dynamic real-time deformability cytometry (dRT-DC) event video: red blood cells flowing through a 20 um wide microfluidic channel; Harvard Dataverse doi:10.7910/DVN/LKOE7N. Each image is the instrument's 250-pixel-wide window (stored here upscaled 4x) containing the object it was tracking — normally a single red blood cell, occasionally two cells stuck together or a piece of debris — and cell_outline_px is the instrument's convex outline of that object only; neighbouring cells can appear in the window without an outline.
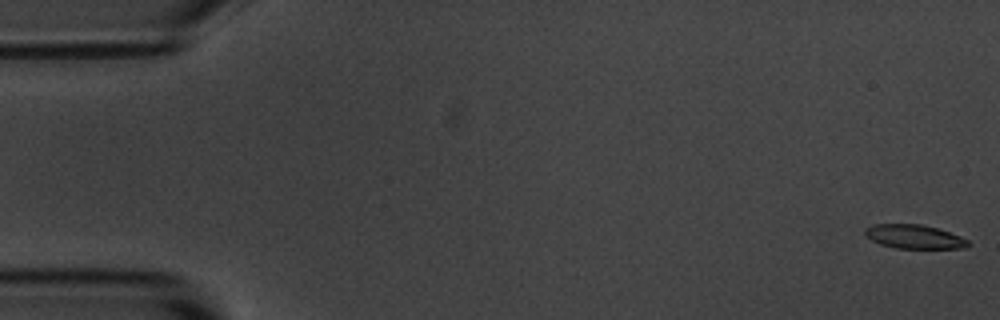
{"species": "common noctule bat (a hibernating species)", "species_latin": "Nyctalus noctula", "temperature_condition": "room temperature", "stored_images_in_passage": 15, "camera_frame_rate_fps": 3000, "um_per_image_px": 0.085, "animal": {"sex": "male", "body_mass_g": 20.1, "forearm_length_mm": 53.5}, "frame": {"image": 1, "passage_image": 1, "time_ms": 0.0, "image_size_px": [1000, 320], "cell_outline_px": [[972, 244], [968, 248], [896, 248], [880, 244], [872, 240], [864, 232], [864, 228], [872, 224], [920, 224], [936, 228], [960, 236], [968, 240]], "centroid_in_image_um": [77.72, 20.12], "position_along_channel_um": 7.3, "area_um2": 14.33}}
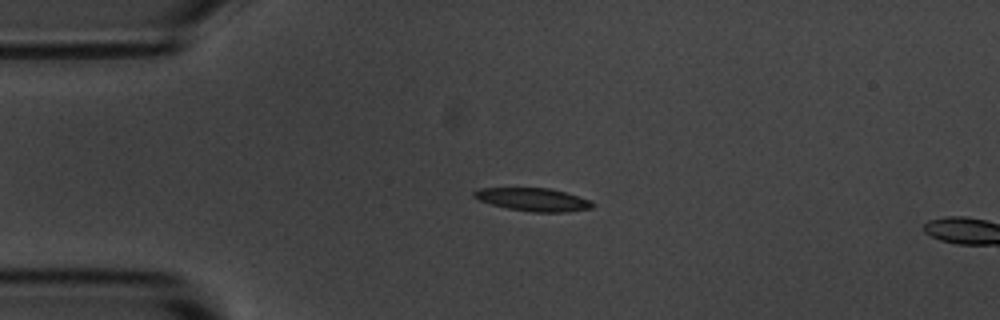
{"frame": {"image": 2, "passage_image": 13, "time_ms": 4.0, "image_size_px": [1000, 320], "cell_outline_px": [[596, 204], [592, 208], [564, 212], [532, 212], [508, 208], [492, 204], [480, 200], [472, 196], [472, 192], [476, 188], [552, 188], [592, 200]], "centroid_in_image_um": [45.34, 16.95], "position_along_channel_um": 39.7, "area_um2": 16.01}}